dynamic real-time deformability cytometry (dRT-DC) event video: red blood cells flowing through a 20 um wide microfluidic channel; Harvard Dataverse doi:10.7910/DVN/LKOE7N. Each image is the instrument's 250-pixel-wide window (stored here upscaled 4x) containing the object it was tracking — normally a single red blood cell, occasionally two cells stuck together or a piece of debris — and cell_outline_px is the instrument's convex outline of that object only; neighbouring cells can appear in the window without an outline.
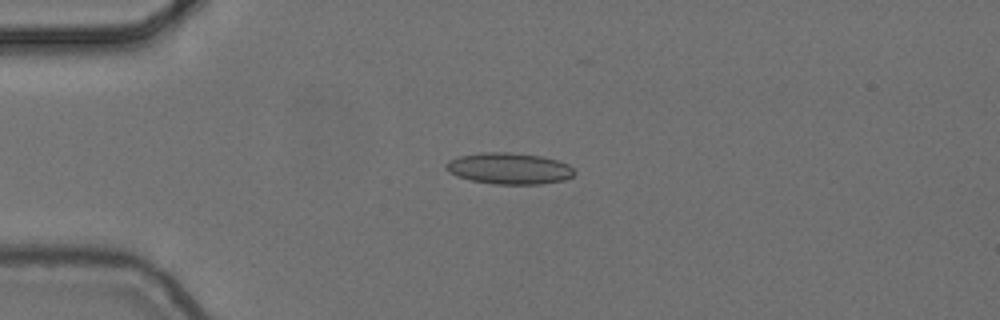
{"species": "common noctule bat (a hibernating species)", "species_latin": "Nyctalus noctula", "temperature_condition": "cold", "stored_images_in_passage": 5, "camera_frame_rate_fps": 3000, "um_per_image_px": 0.085, "animal": {"sex": "female", "body_mass_g": 24.6, "forearm_length_mm": 56.2}, "frame": {"image": 1, "passage_image": 3, "time_ms": 0.667, "image_size_px": [1000, 320], "cell_outline_px": [[576, 172], [572, 176], [564, 180], [540, 184], [496, 184], [472, 180], [456, 176], [444, 168], [444, 164], [448, 160], [460, 156], [480, 152], [512, 152], [540, 156], [556, 160], [568, 164]], "centroid_in_image_um": [43.25, 14.31], "position_along_channel_um": 41.7, "area_um2": 23.47}}